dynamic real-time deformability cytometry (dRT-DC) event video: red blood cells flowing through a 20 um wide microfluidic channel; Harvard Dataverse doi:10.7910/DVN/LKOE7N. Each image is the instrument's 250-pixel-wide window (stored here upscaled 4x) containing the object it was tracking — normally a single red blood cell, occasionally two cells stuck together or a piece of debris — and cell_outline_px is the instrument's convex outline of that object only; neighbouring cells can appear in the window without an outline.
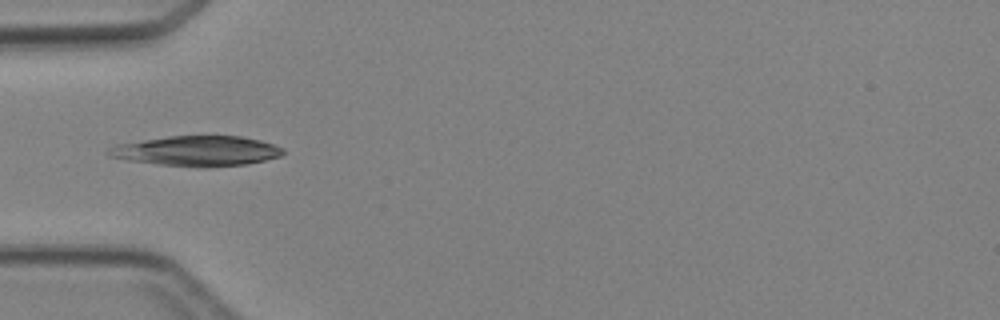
{"species": "Egyptian fruit bat (a non-hibernating species)", "species_latin": "Rousettus aegyptiacus", "temperature_condition": "cold", "stored_images_in_passage": 6, "camera_frame_rate_fps": 3000, "um_per_image_px": 0.085, "animal": {"sex": "female"}, "frame": {"image": 1, "passage_image": 6, "time_ms": 5.667, "image_size_px": [1000, 320], "cell_outline_px": [[284, 152], [280, 156], [248, 164], [208, 168], [196, 168], [160, 164], [128, 160], [108, 156], [104, 152], [108, 148], [116, 144], [168, 136], [240, 136], [260, 140], [284, 148]], "centroid_in_image_um": [16.72, 12.84], "position_along_channel_um": 68.3, "area_um2": 30.87}}